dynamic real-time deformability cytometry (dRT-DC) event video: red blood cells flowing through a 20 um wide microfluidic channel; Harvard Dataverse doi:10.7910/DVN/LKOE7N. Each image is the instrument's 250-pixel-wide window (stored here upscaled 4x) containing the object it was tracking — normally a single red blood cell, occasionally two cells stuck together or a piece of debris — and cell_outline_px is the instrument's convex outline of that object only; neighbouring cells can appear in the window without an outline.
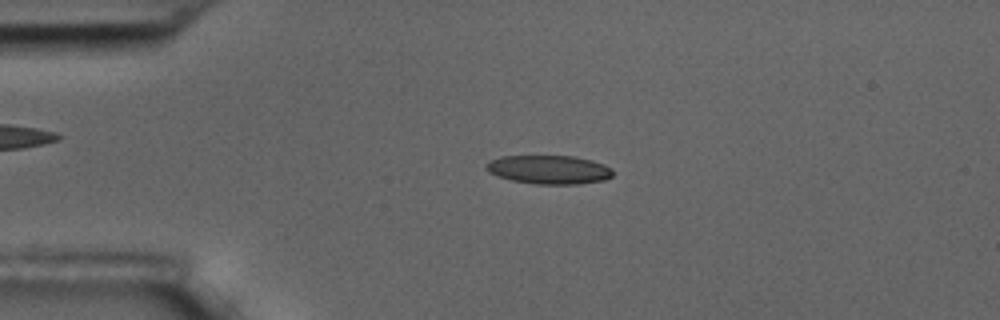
{"species": "common noctule bat (a hibernating species)", "species_latin": "Nyctalus noctula", "temperature_condition": "room temperature", "stored_images_in_passage": 55, "camera_frame_rate_fps": 3000, "um_per_image_px": 0.085, "animal": {"sex": "male", "body_mass_g": 17.5, "forearm_length_mm": 52.3}, "frame": {"image": 1, "passage_image": 12, "time_ms": 3.667, "image_size_px": [1000, 320], "cell_outline_px": [[612, 176], [604, 180], [580, 184], [536, 184], [512, 180], [496, 176], [488, 172], [484, 168], [484, 164], [488, 160], [500, 156], [576, 156], [592, 160], [604, 164], [612, 168]], "centroid_in_image_um": [46.62, 14.41], "position_along_channel_um": 38.4, "area_um2": 21.5}}
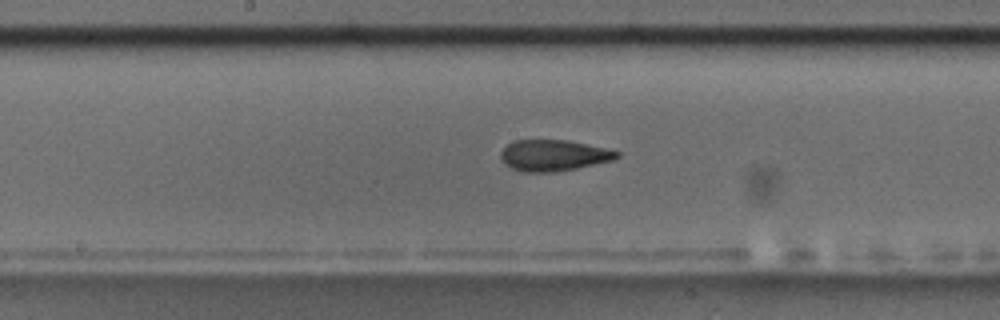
{"frame": {"image": 2, "passage_image": 28, "time_ms": 9.0, "image_size_px": [1000, 320], "cell_outline_px": [[620, 156], [612, 160], [576, 168], [556, 172], [524, 172], [512, 168], [504, 164], [500, 156], [500, 152], [512, 140], [568, 140], [604, 148], [620, 152]], "centroid_in_image_um": [47.02, 13.21], "position_along_channel_um": 201.2, "area_um2": 20.98}}
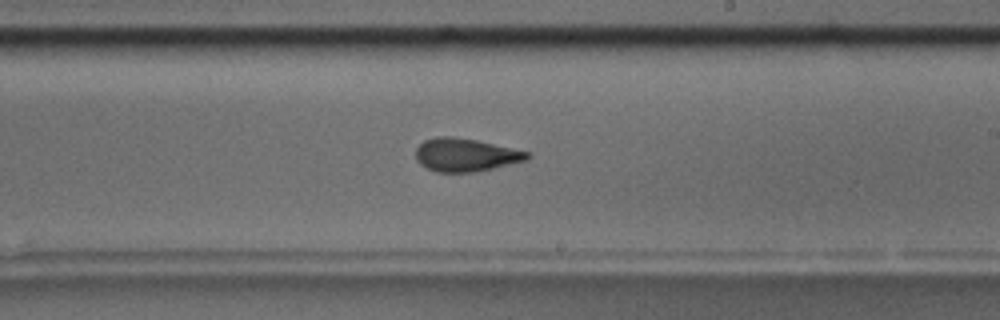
{"frame": {"image": 3, "passage_image": 32, "time_ms": 10.333, "image_size_px": [1000, 320], "cell_outline_px": [[532, 156], [524, 160], [492, 168], [472, 172], [436, 172], [420, 164], [416, 160], [416, 148], [424, 140], [436, 136], [452, 136], [476, 140], [528, 152]], "centroid_in_image_um": [39.51, 13.16], "position_along_channel_um": 249.5, "area_um2": 21.21}, "authors_computed_cell_mechanics": {"area_um2": 21.2126, "velocity_mm_per_s": 3.6368, "shape_relaxation_time_tau1_ms": 6.3625, "shape_relaxation_time_tau2_ms": 1.3611, "deformation_change_tau1": 0.166, "deformation_change_tau2": 0.0758}}